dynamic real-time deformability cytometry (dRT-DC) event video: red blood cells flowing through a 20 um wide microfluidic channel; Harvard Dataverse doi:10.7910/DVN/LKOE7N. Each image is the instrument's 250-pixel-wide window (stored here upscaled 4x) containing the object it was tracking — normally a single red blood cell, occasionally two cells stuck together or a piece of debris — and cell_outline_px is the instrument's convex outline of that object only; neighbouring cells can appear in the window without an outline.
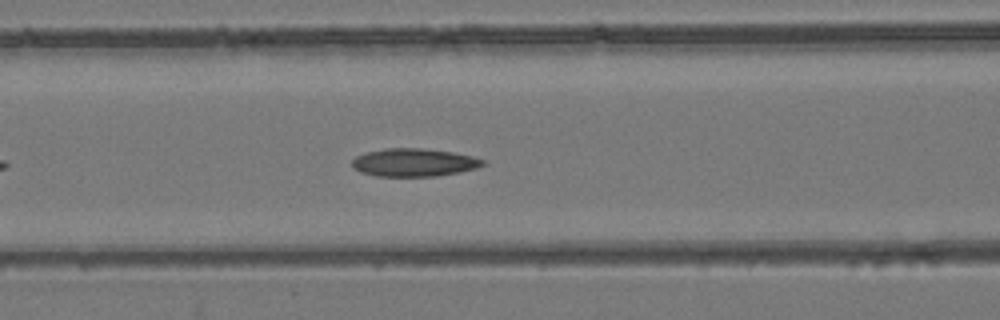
{"species": "common noctule bat (a hibernating species)", "species_latin": "Nyctalus noctula", "temperature_condition": "room temperature", "stored_images_in_passage": 41, "camera_frame_rate_fps": 3000, "um_per_image_px": 0.085, "animal": {"sex": "female", "body_mass_g": 24.6, "forearm_length_mm": 56.2}, "frame": {"image": 1, "passage_image": 10, "time_ms": 3.0, "image_size_px": [1000, 320], "cell_outline_px": [[484, 164], [476, 168], [436, 176], [376, 176], [360, 172], [352, 168], [352, 160], [356, 156], [368, 152], [388, 148], [420, 148], [452, 152], [472, 156], [484, 160]], "centroid_in_image_um": [35.15, 13.81], "position_along_channel_um": 131.5, "area_um2": 21.1}}
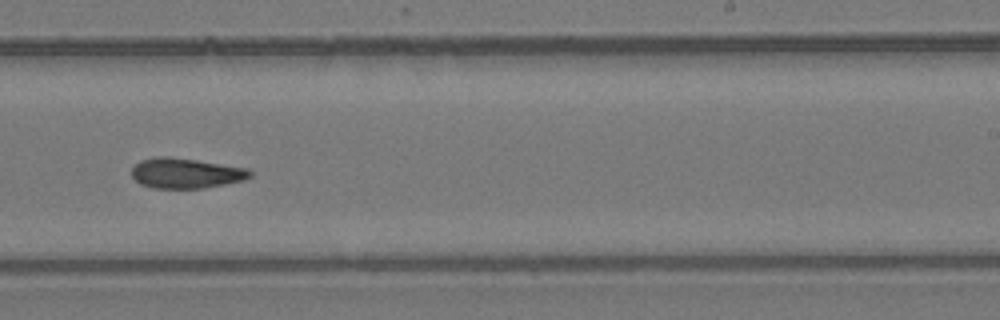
{"frame": {"image": 2, "passage_image": 21, "time_ms": 6.667, "image_size_px": [1000, 320], "cell_outline_px": [[252, 176], [244, 180], [204, 188], [152, 188], [140, 184], [132, 176], [132, 168], [140, 160], [156, 156], [168, 156], [196, 160], [248, 168], [252, 172]], "centroid_in_image_um": [15.79, 14.72], "position_along_channel_um": 273.2, "area_um2": 20.87}}
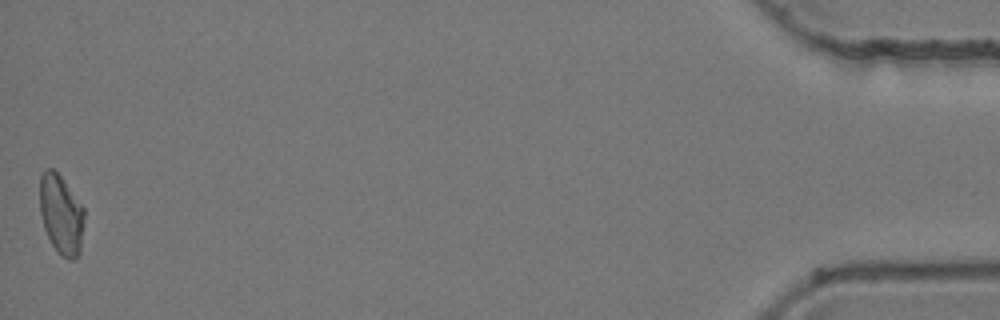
{"frame": {"image": 3, "passage_image": 41, "time_ms": 13.333, "image_size_px": [1000, 320], "cell_outline_px": [[84, 216], [80, 252], [72, 260], [68, 260], [60, 256], [52, 244], [44, 228], [40, 212], [40, 176], [44, 168], [52, 168], [60, 176], [84, 208]], "centroid_in_image_um": [5.18, 18.24], "position_along_channel_um": 430.0, "area_um2": 20.52}}